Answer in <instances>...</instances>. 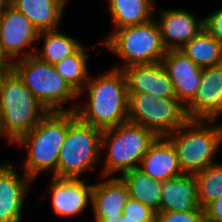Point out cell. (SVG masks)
Segmentation results:
<instances>
[{"label": "cell", "instance_id": "9", "mask_svg": "<svg viewBox=\"0 0 222 222\" xmlns=\"http://www.w3.org/2000/svg\"><path fill=\"white\" fill-rule=\"evenodd\" d=\"M189 120L186 106L176 97L148 93L128 95V122L143 126L157 137H167Z\"/></svg>", "mask_w": 222, "mask_h": 222}, {"label": "cell", "instance_id": "11", "mask_svg": "<svg viewBox=\"0 0 222 222\" xmlns=\"http://www.w3.org/2000/svg\"><path fill=\"white\" fill-rule=\"evenodd\" d=\"M94 184L82 178H60L51 176L49 192L51 193L52 209L62 218H73L84 213L92 204Z\"/></svg>", "mask_w": 222, "mask_h": 222}, {"label": "cell", "instance_id": "16", "mask_svg": "<svg viewBox=\"0 0 222 222\" xmlns=\"http://www.w3.org/2000/svg\"><path fill=\"white\" fill-rule=\"evenodd\" d=\"M122 71L126 77L128 95L148 93L161 98L176 97L172 81L161 62L133 65Z\"/></svg>", "mask_w": 222, "mask_h": 222}, {"label": "cell", "instance_id": "35", "mask_svg": "<svg viewBox=\"0 0 222 222\" xmlns=\"http://www.w3.org/2000/svg\"><path fill=\"white\" fill-rule=\"evenodd\" d=\"M63 2V4L66 6L68 4L69 0H61Z\"/></svg>", "mask_w": 222, "mask_h": 222}, {"label": "cell", "instance_id": "6", "mask_svg": "<svg viewBox=\"0 0 222 222\" xmlns=\"http://www.w3.org/2000/svg\"><path fill=\"white\" fill-rule=\"evenodd\" d=\"M101 43L122 59L123 65L114 67L118 70L133 65L161 62L167 51L155 18L144 24L116 29Z\"/></svg>", "mask_w": 222, "mask_h": 222}, {"label": "cell", "instance_id": "21", "mask_svg": "<svg viewBox=\"0 0 222 222\" xmlns=\"http://www.w3.org/2000/svg\"><path fill=\"white\" fill-rule=\"evenodd\" d=\"M119 177L125 183L130 198L138 200L155 213L160 212L162 182L151 178L139 168H134Z\"/></svg>", "mask_w": 222, "mask_h": 222}, {"label": "cell", "instance_id": "1", "mask_svg": "<svg viewBox=\"0 0 222 222\" xmlns=\"http://www.w3.org/2000/svg\"><path fill=\"white\" fill-rule=\"evenodd\" d=\"M82 94H88L86 103L73 105L69 111L83 122L101 130L128 122V89L122 70L111 67L104 74L89 76L78 97Z\"/></svg>", "mask_w": 222, "mask_h": 222}, {"label": "cell", "instance_id": "4", "mask_svg": "<svg viewBox=\"0 0 222 222\" xmlns=\"http://www.w3.org/2000/svg\"><path fill=\"white\" fill-rule=\"evenodd\" d=\"M157 136L149 129L126 122L103 130L101 137V159L105 155L102 177H113L139 168L143 156ZM105 151V152H103Z\"/></svg>", "mask_w": 222, "mask_h": 222}, {"label": "cell", "instance_id": "2", "mask_svg": "<svg viewBox=\"0 0 222 222\" xmlns=\"http://www.w3.org/2000/svg\"><path fill=\"white\" fill-rule=\"evenodd\" d=\"M76 117L74 111L48 112L32 130L14 143L27 148L23 173L32 181L49 170H52V176L57 177L59 153L68 126Z\"/></svg>", "mask_w": 222, "mask_h": 222}, {"label": "cell", "instance_id": "30", "mask_svg": "<svg viewBox=\"0 0 222 222\" xmlns=\"http://www.w3.org/2000/svg\"><path fill=\"white\" fill-rule=\"evenodd\" d=\"M205 222H222V196L204 208Z\"/></svg>", "mask_w": 222, "mask_h": 222}, {"label": "cell", "instance_id": "26", "mask_svg": "<svg viewBox=\"0 0 222 222\" xmlns=\"http://www.w3.org/2000/svg\"><path fill=\"white\" fill-rule=\"evenodd\" d=\"M199 206L204 209L212 201L222 196V163L205 167L195 174Z\"/></svg>", "mask_w": 222, "mask_h": 222}, {"label": "cell", "instance_id": "33", "mask_svg": "<svg viewBox=\"0 0 222 222\" xmlns=\"http://www.w3.org/2000/svg\"><path fill=\"white\" fill-rule=\"evenodd\" d=\"M97 222H120V219L117 217H107L100 218Z\"/></svg>", "mask_w": 222, "mask_h": 222}, {"label": "cell", "instance_id": "22", "mask_svg": "<svg viewBox=\"0 0 222 222\" xmlns=\"http://www.w3.org/2000/svg\"><path fill=\"white\" fill-rule=\"evenodd\" d=\"M108 9L113 19L114 30L131 25H140L153 19L154 0H108Z\"/></svg>", "mask_w": 222, "mask_h": 222}, {"label": "cell", "instance_id": "13", "mask_svg": "<svg viewBox=\"0 0 222 222\" xmlns=\"http://www.w3.org/2000/svg\"><path fill=\"white\" fill-rule=\"evenodd\" d=\"M162 43L166 50L180 49L204 29V17L198 18L186 9L157 10Z\"/></svg>", "mask_w": 222, "mask_h": 222}, {"label": "cell", "instance_id": "18", "mask_svg": "<svg viewBox=\"0 0 222 222\" xmlns=\"http://www.w3.org/2000/svg\"><path fill=\"white\" fill-rule=\"evenodd\" d=\"M106 179L94 183L92 189V211L94 220L100 218H120L122 211L129 198L128 189L119 177H104Z\"/></svg>", "mask_w": 222, "mask_h": 222}, {"label": "cell", "instance_id": "7", "mask_svg": "<svg viewBox=\"0 0 222 222\" xmlns=\"http://www.w3.org/2000/svg\"><path fill=\"white\" fill-rule=\"evenodd\" d=\"M12 71L49 112L69 111L63 105L79 98L54 65L34 54L14 61Z\"/></svg>", "mask_w": 222, "mask_h": 222}, {"label": "cell", "instance_id": "17", "mask_svg": "<svg viewBox=\"0 0 222 222\" xmlns=\"http://www.w3.org/2000/svg\"><path fill=\"white\" fill-rule=\"evenodd\" d=\"M139 169L160 182L183 174L176 149L167 137L156 138L143 156Z\"/></svg>", "mask_w": 222, "mask_h": 222}, {"label": "cell", "instance_id": "14", "mask_svg": "<svg viewBox=\"0 0 222 222\" xmlns=\"http://www.w3.org/2000/svg\"><path fill=\"white\" fill-rule=\"evenodd\" d=\"M19 177L9 161L0 163V222L22 221L25 197L33 181Z\"/></svg>", "mask_w": 222, "mask_h": 222}, {"label": "cell", "instance_id": "27", "mask_svg": "<svg viewBox=\"0 0 222 222\" xmlns=\"http://www.w3.org/2000/svg\"><path fill=\"white\" fill-rule=\"evenodd\" d=\"M120 222H155L156 213L138 200L128 198Z\"/></svg>", "mask_w": 222, "mask_h": 222}, {"label": "cell", "instance_id": "19", "mask_svg": "<svg viewBox=\"0 0 222 222\" xmlns=\"http://www.w3.org/2000/svg\"><path fill=\"white\" fill-rule=\"evenodd\" d=\"M164 211H204L199 206L194 174L183 173L162 182L160 212Z\"/></svg>", "mask_w": 222, "mask_h": 222}, {"label": "cell", "instance_id": "8", "mask_svg": "<svg viewBox=\"0 0 222 222\" xmlns=\"http://www.w3.org/2000/svg\"><path fill=\"white\" fill-rule=\"evenodd\" d=\"M102 132L76 117L68 126L59 153L57 177L82 178L84 172L94 170L101 159Z\"/></svg>", "mask_w": 222, "mask_h": 222}, {"label": "cell", "instance_id": "24", "mask_svg": "<svg viewBox=\"0 0 222 222\" xmlns=\"http://www.w3.org/2000/svg\"><path fill=\"white\" fill-rule=\"evenodd\" d=\"M200 68L222 64V44L205 28L180 48Z\"/></svg>", "mask_w": 222, "mask_h": 222}, {"label": "cell", "instance_id": "34", "mask_svg": "<svg viewBox=\"0 0 222 222\" xmlns=\"http://www.w3.org/2000/svg\"><path fill=\"white\" fill-rule=\"evenodd\" d=\"M8 5H9V0H0V15L3 13V11L6 9Z\"/></svg>", "mask_w": 222, "mask_h": 222}, {"label": "cell", "instance_id": "32", "mask_svg": "<svg viewBox=\"0 0 222 222\" xmlns=\"http://www.w3.org/2000/svg\"><path fill=\"white\" fill-rule=\"evenodd\" d=\"M13 69H0V90L2 87V83L5 77L12 71Z\"/></svg>", "mask_w": 222, "mask_h": 222}, {"label": "cell", "instance_id": "25", "mask_svg": "<svg viewBox=\"0 0 222 222\" xmlns=\"http://www.w3.org/2000/svg\"><path fill=\"white\" fill-rule=\"evenodd\" d=\"M87 50V47L82 45L74 54L54 64L56 71L77 94L84 88L90 76L87 61L90 56Z\"/></svg>", "mask_w": 222, "mask_h": 222}, {"label": "cell", "instance_id": "3", "mask_svg": "<svg viewBox=\"0 0 222 222\" xmlns=\"http://www.w3.org/2000/svg\"><path fill=\"white\" fill-rule=\"evenodd\" d=\"M49 111L11 71L0 90V137L14 144L32 130Z\"/></svg>", "mask_w": 222, "mask_h": 222}, {"label": "cell", "instance_id": "15", "mask_svg": "<svg viewBox=\"0 0 222 222\" xmlns=\"http://www.w3.org/2000/svg\"><path fill=\"white\" fill-rule=\"evenodd\" d=\"M161 63L172 81L176 98L186 106L200 87L203 68L197 66L180 49L167 50Z\"/></svg>", "mask_w": 222, "mask_h": 222}, {"label": "cell", "instance_id": "5", "mask_svg": "<svg viewBox=\"0 0 222 222\" xmlns=\"http://www.w3.org/2000/svg\"><path fill=\"white\" fill-rule=\"evenodd\" d=\"M167 138L176 149L183 173L195 175L217 163L216 155L222 146V124L216 120H188Z\"/></svg>", "mask_w": 222, "mask_h": 222}, {"label": "cell", "instance_id": "28", "mask_svg": "<svg viewBox=\"0 0 222 222\" xmlns=\"http://www.w3.org/2000/svg\"><path fill=\"white\" fill-rule=\"evenodd\" d=\"M155 222H205L204 211H164L156 213Z\"/></svg>", "mask_w": 222, "mask_h": 222}, {"label": "cell", "instance_id": "20", "mask_svg": "<svg viewBox=\"0 0 222 222\" xmlns=\"http://www.w3.org/2000/svg\"><path fill=\"white\" fill-rule=\"evenodd\" d=\"M9 5L23 13L39 32L58 29L66 7L61 0H9Z\"/></svg>", "mask_w": 222, "mask_h": 222}, {"label": "cell", "instance_id": "31", "mask_svg": "<svg viewBox=\"0 0 222 222\" xmlns=\"http://www.w3.org/2000/svg\"><path fill=\"white\" fill-rule=\"evenodd\" d=\"M0 69H13V61L5 53L0 43Z\"/></svg>", "mask_w": 222, "mask_h": 222}, {"label": "cell", "instance_id": "10", "mask_svg": "<svg viewBox=\"0 0 222 222\" xmlns=\"http://www.w3.org/2000/svg\"><path fill=\"white\" fill-rule=\"evenodd\" d=\"M39 33L23 13L10 5L0 15V43L13 62L35 53Z\"/></svg>", "mask_w": 222, "mask_h": 222}, {"label": "cell", "instance_id": "23", "mask_svg": "<svg viewBox=\"0 0 222 222\" xmlns=\"http://www.w3.org/2000/svg\"><path fill=\"white\" fill-rule=\"evenodd\" d=\"M59 29L39 33L36 45L42 42L40 50H35L34 55L40 60L52 65L74 54L83 44L72 36L62 33ZM37 51V52H36Z\"/></svg>", "mask_w": 222, "mask_h": 222}, {"label": "cell", "instance_id": "29", "mask_svg": "<svg viewBox=\"0 0 222 222\" xmlns=\"http://www.w3.org/2000/svg\"><path fill=\"white\" fill-rule=\"evenodd\" d=\"M204 28L222 44V8L204 17Z\"/></svg>", "mask_w": 222, "mask_h": 222}, {"label": "cell", "instance_id": "12", "mask_svg": "<svg viewBox=\"0 0 222 222\" xmlns=\"http://www.w3.org/2000/svg\"><path fill=\"white\" fill-rule=\"evenodd\" d=\"M189 120H216L222 117V64L203 68L200 87L186 105Z\"/></svg>", "mask_w": 222, "mask_h": 222}]
</instances>
